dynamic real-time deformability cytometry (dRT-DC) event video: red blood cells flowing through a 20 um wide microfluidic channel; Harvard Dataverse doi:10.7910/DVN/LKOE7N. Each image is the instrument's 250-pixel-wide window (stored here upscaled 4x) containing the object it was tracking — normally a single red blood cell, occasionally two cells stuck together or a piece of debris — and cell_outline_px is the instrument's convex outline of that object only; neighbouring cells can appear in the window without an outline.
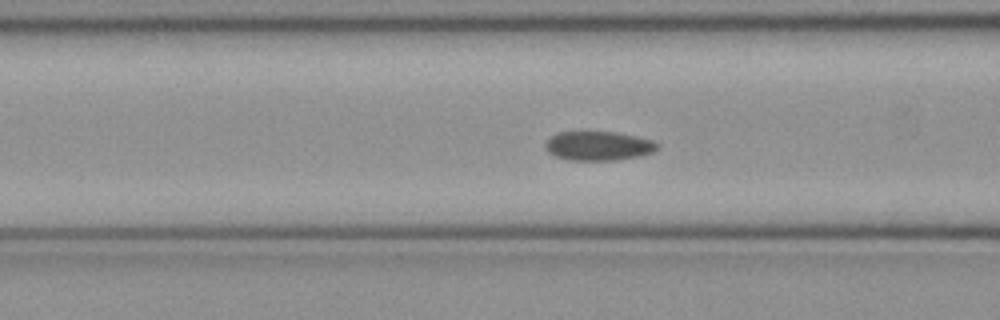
{"species": "common noctule bat (a hibernating species)", "species_latin": "Nyctalus noctula", "temperature_condition": "cold", "stored_images_in_passage": 51, "camera_frame_rate_fps": 3000, "um_per_image_px": 0.085, "animal": {"sex": "female", "body_mass_g": 21.9}, "frame": {"image": 1, "passage_image": 19, "time_ms": 6.0, "image_size_px": [1000, 320], "cell_outline_px": [[660, 148], [652, 152], [640, 156], [612, 160], [568, 160], [556, 156], [548, 152], [544, 148], [544, 144], [556, 132], [616, 132], [636, 136], [652, 140], [660, 144]], "centroid_in_image_um": [50.88, 12.4], "position_along_channel_um": 115.7, "area_um2": 19.07}}
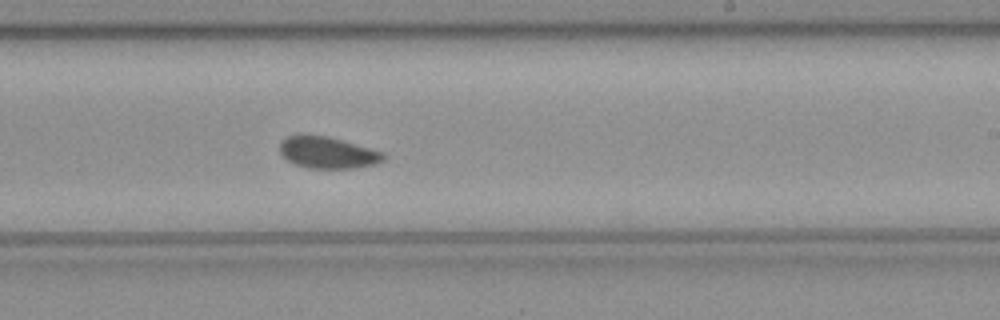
{"frame": {"image": 2, "passage_image": 30, "time_ms": 9.667, "image_size_px": [1000, 320], "cell_outline_px": [[384, 160], [376, 164], [352, 168], [308, 168], [296, 164], [288, 160], [280, 152], [280, 144], [288, 136], [328, 136], [384, 152]], "centroid_in_image_um": [27.89, 12.98], "position_along_channel_um": 261.1, "area_um2": 18.67}}
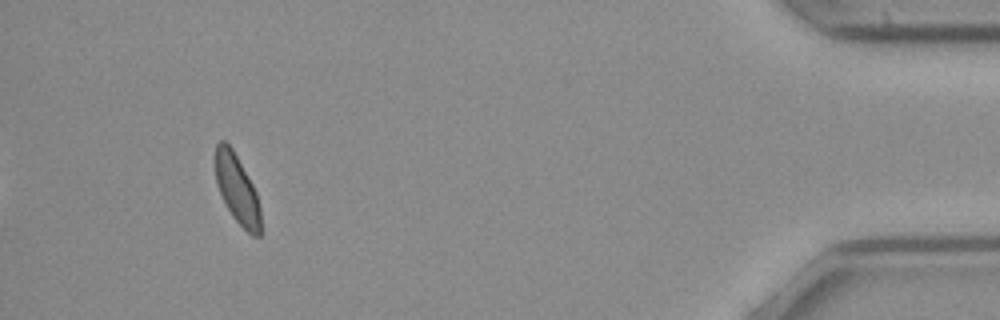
{"frame": {"image": 3, "passage_image": 47, "time_ms": 15.333, "image_size_px": [1000, 320], "cell_outline_px": [[260, 236], [252, 236], [232, 216], [224, 204], [216, 180], [216, 144], [220, 140], [224, 140], [232, 148], [252, 184], [256, 192], [260, 208]], "centroid_in_image_um": [20.15, 16.1], "position_along_channel_um": 415.0, "area_um2": 17.86}, "authors_computed_cell_mechanics": {"area_um2": 19.2474, "velocity_mm_per_s": 3.9599, "shape_relaxation_time_tau1_ms": null, "shape_relaxation_time_tau2_ms": 2.7354, "deformation_change_tau1": null, "deformation_change_tau2": 0.0492}}